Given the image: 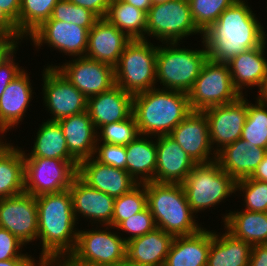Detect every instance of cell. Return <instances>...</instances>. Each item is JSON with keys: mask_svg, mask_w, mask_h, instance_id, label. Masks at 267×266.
Instances as JSON below:
<instances>
[{"mask_svg": "<svg viewBox=\"0 0 267 266\" xmlns=\"http://www.w3.org/2000/svg\"><path fill=\"white\" fill-rule=\"evenodd\" d=\"M245 1L237 0L202 32L209 60L227 63L267 40L266 31Z\"/></svg>", "mask_w": 267, "mask_h": 266, "instance_id": "6da1fadb", "label": "cell"}, {"mask_svg": "<svg viewBox=\"0 0 267 266\" xmlns=\"http://www.w3.org/2000/svg\"><path fill=\"white\" fill-rule=\"evenodd\" d=\"M38 212V239L42 243L40 262L52 264L75 249L78 222L68 189L35 197ZM77 223V224H76Z\"/></svg>", "mask_w": 267, "mask_h": 266, "instance_id": "7a4b0ae2", "label": "cell"}, {"mask_svg": "<svg viewBox=\"0 0 267 266\" xmlns=\"http://www.w3.org/2000/svg\"><path fill=\"white\" fill-rule=\"evenodd\" d=\"M191 112L188 93L156 87L133 95L140 135H168Z\"/></svg>", "mask_w": 267, "mask_h": 266, "instance_id": "3957f363", "label": "cell"}, {"mask_svg": "<svg viewBox=\"0 0 267 266\" xmlns=\"http://www.w3.org/2000/svg\"><path fill=\"white\" fill-rule=\"evenodd\" d=\"M147 207L156 228L175 236H189L203 227L196 222L182 184L146 182Z\"/></svg>", "mask_w": 267, "mask_h": 266, "instance_id": "277c9868", "label": "cell"}, {"mask_svg": "<svg viewBox=\"0 0 267 266\" xmlns=\"http://www.w3.org/2000/svg\"><path fill=\"white\" fill-rule=\"evenodd\" d=\"M202 49L181 48L178 42L162 43L156 55V83L162 89L188 93L208 59L203 41ZM179 45V46H178ZM164 46V47H163Z\"/></svg>", "mask_w": 267, "mask_h": 266, "instance_id": "5b68a950", "label": "cell"}, {"mask_svg": "<svg viewBox=\"0 0 267 266\" xmlns=\"http://www.w3.org/2000/svg\"><path fill=\"white\" fill-rule=\"evenodd\" d=\"M157 49L148 39L131 40L114 66L116 85L132 95L156 88Z\"/></svg>", "mask_w": 267, "mask_h": 266, "instance_id": "8992f818", "label": "cell"}, {"mask_svg": "<svg viewBox=\"0 0 267 266\" xmlns=\"http://www.w3.org/2000/svg\"><path fill=\"white\" fill-rule=\"evenodd\" d=\"M182 185L195 215L217 206L236 192V181L221 169L216 160L196 164Z\"/></svg>", "mask_w": 267, "mask_h": 266, "instance_id": "52a82bcc", "label": "cell"}, {"mask_svg": "<svg viewBox=\"0 0 267 266\" xmlns=\"http://www.w3.org/2000/svg\"><path fill=\"white\" fill-rule=\"evenodd\" d=\"M97 227L88 231L78 229L76 247L69 256L77 263L88 265L125 266L127 242L123 235L111 232V225H103L105 230Z\"/></svg>", "mask_w": 267, "mask_h": 266, "instance_id": "ba28073f", "label": "cell"}, {"mask_svg": "<svg viewBox=\"0 0 267 266\" xmlns=\"http://www.w3.org/2000/svg\"><path fill=\"white\" fill-rule=\"evenodd\" d=\"M235 89L227 63L207 59L199 76L188 92L192 111H204L210 107L234 102L240 97Z\"/></svg>", "mask_w": 267, "mask_h": 266, "instance_id": "9c48e42d", "label": "cell"}, {"mask_svg": "<svg viewBox=\"0 0 267 266\" xmlns=\"http://www.w3.org/2000/svg\"><path fill=\"white\" fill-rule=\"evenodd\" d=\"M197 33L202 36L192 19L188 0L155 4L147 12L146 37H156L162 43H180L183 38Z\"/></svg>", "mask_w": 267, "mask_h": 266, "instance_id": "30bf717a", "label": "cell"}, {"mask_svg": "<svg viewBox=\"0 0 267 266\" xmlns=\"http://www.w3.org/2000/svg\"><path fill=\"white\" fill-rule=\"evenodd\" d=\"M77 160L24 158L25 193L34 197L71 187L77 176Z\"/></svg>", "mask_w": 267, "mask_h": 266, "instance_id": "8fae6325", "label": "cell"}, {"mask_svg": "<svg viewBox=\"0 0 267 266\" xmlns=\"http://www.w3.org/2000/svg\"><path fill=\"white\" fill-rule=\"evenodd\" d=\"M42 76L43 103L52 114L48 121L87 111V98L56 67L44 68Z\"/></svg>", "mask_w": 267, "mask_h": 266, "instance_id": "7c38bea8", "label": "cell"}, {"mask_svg": "<svg viewBox=\"0 0 267 266\" xmlns=\"http://www.w3.org/2000/svg\"><path fill=\"white\" fill-rule=\"evenodd\" d=\"M56 67L86 98L109 90L115 83L114 66L87 57H74Z\"/></svg>", "mask_w": 267, "mask_h": 266, "instance_id": "4fadbf2b", "label": "cell"}, {"mask_svg": "<svg viewBox=\"0 0 267 266\" xmlns=\"http://www.w3.org/2000/svg\"><path fill=\"white\" fill-rule=\"evenodd\" d=\"M244 96L246 95L240 96L234 102L203 111L208 121L210 142L216 154L226 145L241 138L247 118V98Z\"/></svg>", "mask_w": 267, "mask_h": 266, "instance_id": "5bb4252c", "label": "cell"}, {"mask_svg": "<svg viewBox=\"0 0 267 266\" xmlns=\"http://www.w3.org/2000/svg\"><path fill=\"white\" fill-rule=\"evenodd\" d=\"M89 30L64 21L46 20L29 35V40L31 39L36 49L47 44L50 49L52 47L67 56L84 57Z\"/></svg>", "mask_w": 267, "mask_h": 266, "instance_id": "9a60e30c", "label": "cell"}, {"mask_svg": "<svg viewBox=\"0 0 267 266\" xmlns=\"http://www.w3.org/2000/svg\"><path fill=\"white\" fill-rule=\"evenodd\" d=\"M0 227L7 229L25 245L38 240L36 198L24 192L0 199Z\"/></svg>", "mask_w": 267, "mask_h": 266, "instance_id": "2e32d148", "label": "cell"}, {"mask_svg": "<svg viewBox=\"0 0 267 266\" xmlns=\"http://www.w3.org/2000/svg\"><path fill=\"white\" fill-rule=\"evenodd\" d=\"M169 135L196 164L216 160L217 154L210 142L208 121L204 112L192 111Z\"/></svg>", "mask_w": 267, "mask_h": 266, "instance_id": "e0dca14e", "label": "cell"}, {"mask_svg": "<svg viewBox=\"0 0 267 266\" xmlns=\"http://www.w3.org/2000/svg\"><path fill=\"white\" fill-rule=\"evenodd\" d=\"M77 176L88 186L114 198L137 185L126 170L102 164L93 156L78 163Z\"/></svg>", "mask_w": 267, "mask_h": 266, "instance_id": "ac0fdd59", "label": "cell"}, {"mask_svg": "<svg viewBox=\"0 0 267 266\" xmlns=\"http://www.w3.org/2000/svg\"><path fill=\"white\" fill-rule=\"evenodd\" d=\"M76 221L80 214L92 224L111 225L115 198L84 183L78 176L69 188Z\"/></svg>", "mask_w": 267, "mask_h": 266, "instance_id": "d6986e66", "label": "cell"}, {"mask_svg": "<svg viewBox=\"0 0 267 266\" xmlns=\"http://www.w3.org/2000/svg\"><path fill=\"white\" fill-rule=\"evenodd\" d=\"M155 138L157 164L154 182L182 184L196 163L169 134Z\"/></svg>", "mask_w": 267, "mask_h": 266, "instance_id": "ffe728a7", "label": "cell"}, {"mask_svg": "<svg viewBox=\"0 0 267 266\" xmlns=\"http://www.w3.org/2000/svg\"><path fill=\"white\" fill-rule=\"evenodd\" d=\"M131 39L106 18H99L89 30L85 57L115 66Z\"/></svg>", "mask_w": 267, "mask_h": 266, "instance_id": "44dd1931", "label": "cell"}, {"mask_svg": "<svg viewBox=\"0 0 267 266\" xmlns=\"http://www.w3.org/2000/svg\"><path fill=\"white\" fill-rule=\"evenodd\" d=\"M87 112L95 129L106 124L123 121L133 113V95L118 85L87 98Z\"/></svg>", "mask_w": 267, "mask_h": 266, "instance_id": "7402d4cb", "label": "cell"}, {"mask_svg": "<svg viewBox=\"0 0 267 266\" xmlns=\"http://www.w3.org/2000/svg\"><path fill=\"white\" fill-rule=\"evenodd\" d=\"M174 236L162 229L127 242L125 266H164Z\"/></svg>", "mask_w": 267, "mask_h": 266, "instance_id": "603a6c76", "label": "cell"}, {"mask_svg": "<svg viewBox=\"0 0 267 266\" xmlns=\"http://www.w3.org/2000/svg\"><path fill=\"white\" fill-rule=\"evenodd\" d=\"M266 154L265 148L254 146L240 138L221 149L216 161L223 171L239 181L251 177Z\"/></svg>", "mask_w": 267, "mask_h": 266, "instance_id": "cb8c5ba5", "label": "cell"}, {"mask_svg": "<svg viewBox=\"0 0 267 266\" xmlns=\"http://www.w3.org/2000/svg\"><path fill=\"white\" fill-rule=\"evenodd\" d=\"M30 81L24 70L8 84L0 97V133L3 137L8 129L15 128L24 119L34 94Z\"/></svg>", "mask_w": 267, "mask_h": 266, "instance_id": "d4e9b609", "label": "cell"}, {"mask_svg": "<svg viewBox=\"0 0 267 266\" xmlns=\"http://www.w3.org/2000/svg\"><path fill=\"white\" fill-rule=\"evenodd\" d=\"M266 43L242 52L227 62L233 85L241 96L244 89L258 87L260 90L263 85L267 75Z\"/></svg>", "mask_w": 267, "mask_h": 266, "instance_id": "484cf974", "label": "cell"}, {"mask_svg": "<svg viewBox=\"0 0 267 266\" xmlns=\"http://www.w3.org/2000/svg\"><path fill=\"white\" fill-rule=\"evenodd\" d=\"M66 139L69 153L81 162L94 156L97 130L87 111L57 121Z\"/></svg>", "mask_w": 267, "mask_h": 266, "instance_id": "4316f807", "label": "cell"}, {"mask_svg": "<svg viewBox=\"0 0 267 266\" xmlns=\"http://www.w3.org/2000/svg\"><path fill=\"white\" fill-rule=\"evenodd\" d=\"M211 231L202 228L189 236H175L164 266H207Z\"/></svg>", "mask_w": 267, "mask_h": 266, "instance_id": "83f0119b", "label": "cell"}, {"mask_svg": "<svg viewBox=\"0 0 267 266\" xmlns=\"http://www.w3.org/2000/svg\"><path fill=\"white\" fill-rule=\"evenodd\" d=\"M152 138L154 139L155 136L139 135L135 140L125 146L127 154L126 171L137 184L154 182L157 164V146Z\"/></svg>", "mask_w": 267, "mask_h": 266, "instance_id": "f1b7e54d", "label": "cell"}, {"mask_svg": "<svg viewBox=\"0 0 267 266\" xmlns=\"http://www.w3.org/2000/svg\"><path fill=\"white\" fill-rule=\"evenodd\" d=\"M251 247L227 230L222 234L212 230L207 266H249Z\"/></svg>", "mask_w": 267, "mask_h": 266, "instance_id": "f546056e", "label": "cell"}, {"mask_svg": "<svg viewBox=\"0 0 267 266\" xmlns=\"http://www.w3.org/2000/svg\"><path fill=\"white\" fill-rule=\"evenodd\" d=\"M224 229L251 246L267 244V212L231 211L224 217Z\"/></svg>", "mask_w": 267, "mask_h": 266, "instance_id": "4dcf8cb0", "label": "cell"}, {"mask_svg": "<svg viewBox=\"0 0 267 266\" xmlns=\"http://www.w3.org/2000/svg\"><path fill=\"white\" fill-rule=\"evenodd\" d=\"M6 142L0 145V199L25 192L23 150Z\"/></svg>", "mask_w": 267, "mask_h": 266, "instance_id": "1f68e13d", "label": "cell"}, {"mask_svg": "<svg viewBox=\"0 0 267 266\" xmlns=\"http://www.w3.org/2000/svg\"><path fill=\"white\" fill-rule=\"evenodd\" d=\"M24 158H56L60 160H76L66 145L62 128L57 121L42 122L40 125L31 153H25Z\"/></svg>", "mask_w": 267, "mask_h": 266, "instance_id": "d6a6232c", "label": "cell"}, {"mask_svg": "<svg viewBox=\"0 0 267 266\" xmlns=\"http://www.w3.org/2000/svg\"><path fill=\"white\" fill-rule=\"evenodd\" d=\"M105 18L131 40L146 38L147 13L124 2L112 0Z\"/></svg>", "mask_w": 267, "mask_h": 266, "instance_id": "836d02e7", "label": "cell"}, {"mask_svg": "<svg viewBox=\"0 0 267 266\" xmlns=\"http://www.w3.org/2000/svg\"><path fill=\"white\" fill-rule=\"evenodd\" d=\"M59 0H21L19 32L26 37L52 16Z\"/></svg>", "mask_w": 267, "mask_h": 266, "instance_id": "e575fe53", "label": "cell"}, {"mask_svg": "<svg viewBox=\"0 0 267 266\" xmlns=\"http://www.w3.org/2000/svg\"><path fill=\"white\" fill-rule=\"evenodd\" d=\"M255 103L247 100V118L241 139L267 150V105L257 98Z\"/></svg>", "mask_w": 267, "mask_h": 266, "instance_id": "d590c367", "label": "cell"}, {"mask_svg": "<svg viewBox=\"0 0 267 266\" xmlns=\"http://www.w3.org/2000/svg\"><path fill=\"white\" fill-rule=\"evenodd\" d=\"M146 207L147 195L144 184H137L128 193L116 197L112 216L113 229L125 219L143 211Z\"/></svg>", "mask_w": 267, "mask_h": 266, "instance_id": "8d00e7d4", "label": "cell"}, {"mask_svg": "<svg viewBox=\"0 0 267 266\" xmlns=\"http://www.w3.org/2000/svg\"><path fill=\"white\" fill-rule=\"evenodd\" d=\"M98 130L97 142L115 145L126 146L140 135L133 114L123 121L103 125Z\"/></svg>", "mask_w": 267, "mask_h": 266, "instance_id": "74e56055", "label": "cell"}, {"mask_svg": "<svg viewBox=\"0 0 267 266\" xmlns=\"http://www.w3.org/2000/svg\"><path fill=\"white\" fill-rule=\"evenodd\" d=\"M191 16L197 28L203 32L237 0H188Z\"/></svg>", "mask_w": 267, "mask_h": 266, "instance_id": "f35d334b", "label": "cell"}, {"mask_svg": "<svg viewBox=\"0 0 267 266\" xmlns=\"http://www.w3.org/2000/svg\"><path fill=\"white\" fill-rule=\"evenodd\" d=\"M99 17L87 8L71 3L69 0H59L48 20L64 21L91 29Z\"/></svg>", "mask_w": 267, "mask_h": 266, "instance_id": "ab89813d", "label": "cell"}, {"mask_svg": "<svg viewBox=\"0 0 267 266\" xmlns=\"http://www.w3.org/2000/svg\"><path fill=\"white\" fill-rule=\"evenodd\" d=\"M243 192L244 207L247 211L267 212V182L245 178L236 181V191Z\"/></svg>", "mask_w": 267, "mask_h": 266, "instance_id": "60d3db41", "label": "cell"}, {"mask_svg": "<svg viewBox=\"0 0 267 266\" xmlns=\"http://www.w3.org/2000/svg\"><path fill=\"white\" fill-rule=\"evenodd\" d=\"M156 228V224L148 207L143 211L132 215V217L122 221L117 227V231L125 232L129 237H123L128 242L133 238L143 236Z\"/></svg>", "mask_w": 267, "mask_h": 266, "instance_id": "b9f144b4", "label": "cell"}, {"mask_svg": "<svg viewBox=\"0 0 267 266\" xmlns=\"http://www.w3.org/2000/svg\"><path fill=\"white\" fill-rule=\"evenodd\" d=\"M126 155L125 145L96 142L93 157L102 164L126 170Z\"/></svg>", "mask_w": 267, "mask_h": 266, "instance_id": "7bdbcfd3", "label": "cell"}, {"mask_svg": "<svg viewBox=\"0 0 267 266\" xmlns=\"http://www.w3.org/2000/svg\"><path fill=\"white\" fill-rule=\"evenodd\" d=\"M23 244L7 229L0 227V261L14 258H33L32 255L21 253Z\"/></svg>", "mask_w": 267, "mask_h": 266, "instance_id": "ee69618b", "label": "cell"}, {"mask_svg": "<svg viewBox=\"0 0 267 266\" xmlns=\"http://www.w3.org/2000/svg\"><path fill=\"white\" fill-rule=\"evenodd\" d=\"M18 47L0 62V97L8 84L25 70L24 68L22 69V66L20 67L19 63L14 62Z\"/></svg>", "mask_w": 267, "mask_h": 266, "instance_id": "f6af8a7d", "label": "cell"}, {"mask_svg": "<svg viewBox=\"0 0 267 266\" xmlns=\"http://www.w3.org/2000/svg\"><path fill=\"white\" fill-rule=\"evenodd\" d=\"M71 3L87 8L99 18H105L112 0H69Z\"/></svg>", "mask_w": 267, "mask_h": 266, "instance_id": "bcb514c9", "label": "cell"}, {"mask_svg": "<svg viewBox=\"0 0 267 266\" xmlns=\"http://www.w3.org/2000/svg\"><path fill=\"white\" fill-rule=\"evenodd\" d=\"M0 35L11 37L22 42L25 37L19 32L17 25L0 9ZM21 40V41H19Z\"/></svg>", "mask_w": 267, "mask_h": 266, "instance_id": "7dc6e473", "label": "cell"}, {"mask_svg": "<svg viewBox=\"0 0 267 266\" xmlns=\"http://www.w3.org/2000/svg\"><path fill=\"white\" fill-rule=\"evenodd\" d=\"M21 0H0V9L17 25L19 30V13Z\"/></svg>", "mask_w": 267, "mask_h": 266, "instance_id": "c3c4849f", "label": "cell"}, {"mask_svg": "<svg viewBox=\"0 0 267 266\" xmlns=\"http://www.w3.org/2000/svg\"><path fill=\"white\" fill-rule=\"evenodd\" d=\"M249 266H267V244L251 247Z\"/></svg>", "mask_w": 267, "mask_h": 266, "instance_id": "681fc988", "label": "cell"}, {"mask_svg": "<svg viewBox=\"0 0 267 266\" xmlns=\"http://www.w3.org/2000/svg\"><path fill=\"white\" fill-rule=\"evenodd\" d=\"M16 39L0 35V62L5 59L18 45Z\"/></svg>", "mask_w": 267, "mask_h": 266, "instance_id": "f907efd6", "label": "cell"}, {"mask_svg": "<svg viewBox=\"0 0 267 266\" xmlns=\"http://www.w3.org/2000/svg\"><path fill=\"white\" fill-rule=\"evenodd\" d=\"M41 264L43 263L40 260L37 261L34 258H14L0 261V266H41Z\"/></svg>", "mask_w": 267, "mask_h": 266, "instance_id": "816d5d0a", "label": "cell"}, {"mask_svg": "<svg viewBox=\"0 0 267 266\" xmlns=\"http://www.w3.org/2000/svg\"><path fill=\"white\" fill-rule=\"evenodd\" d=\"M262 182H267V154L263 157L261 163L257 166L256 170L250 177Z\"/></svg>", "mask_w": 267, "mask_h": 266, "instance_id": "f5cc1de1", "label": "cell"}, {"mask_svg": "<svg viewBox=\"0 0 267 266\" xmlns=\"http://www.w3.org/2000/svg\"><path fill=\"white\" fill-rule=\"evenodd\" d=\"M52 265L53 266H94V265H88L84 263H77L70 256L57 259L52 263Z\"/></svg>", "mask_w": 267, "mask_h": 266, "instance_id": "db71d44e", "label": "cell"}, {"mask_svg": "<svg viewBox=\"0 0 267 266\" xmlns=\"http://www.w3.org/2000/svg\"><path fill=\"white\" fill-rule=\"evenodd\" d=\"M124 2L131 4L132 6L148 12L152 6L151 0H123Z\"/></svg>", "mask_w": 267, "mask_h": 266, "instance_id": "11a10c76", "label": "cell"}, {"mask_svg": "<svg viewBox=\"0 0 267 266\" xmlns=\"http://www.w3.org/2000/svg\"><path fill=\"white\" fill-rule=\"evenodd\" d=\"M257 99L262 101L264 104L267 105V75L264 79L263 85L261 86L260 90L258 91Z\"/></svg>", "mask_w": 267, "mask_h": 266, "instance_id": "9f6ffc18", "label": "cell"}, {"mask_svg": "<svg viewBox=\"0 0 267 266\" xmlns=\"http://www.w3.org/2000/svg\"><path fill=\"white\" fill-rule=\"evenodd\" d=\"M168 1H170V0H151L152 5L166 3Z\"/></svg>", "mask_w": 267, "mask_h": 266, "instance_id": "6f0895ef", "label": "cell"}, {"mask_svg": "<svg viewBox=\"0 0 267 266\" xmlns=\"http://www.w3.org/2000/svg\"><path fill=\"white\" fill-rule=\"evenodd\" d=\"M41 266H53L52 264H41Z\"/></svg>", "mask_w": 267, "mask_h": 266, "instance_id": "680465c9", "label": "cell"}, {"mask_svg": "<svg viewBox=\"0 0 267 266\" xmlns=\"http://www.w3.org/2000/svg\"><path fill=\"white\" fill-rule=\"evenodd\" d=\"M1 139H0V145L4 142L3 140H2V138H3V136L1 135V137H0Z\"/></svg>", "mask_w": 267, "mask_h": 266, "instance_id": "91938a15", "label": "cell"}]
</instances>
